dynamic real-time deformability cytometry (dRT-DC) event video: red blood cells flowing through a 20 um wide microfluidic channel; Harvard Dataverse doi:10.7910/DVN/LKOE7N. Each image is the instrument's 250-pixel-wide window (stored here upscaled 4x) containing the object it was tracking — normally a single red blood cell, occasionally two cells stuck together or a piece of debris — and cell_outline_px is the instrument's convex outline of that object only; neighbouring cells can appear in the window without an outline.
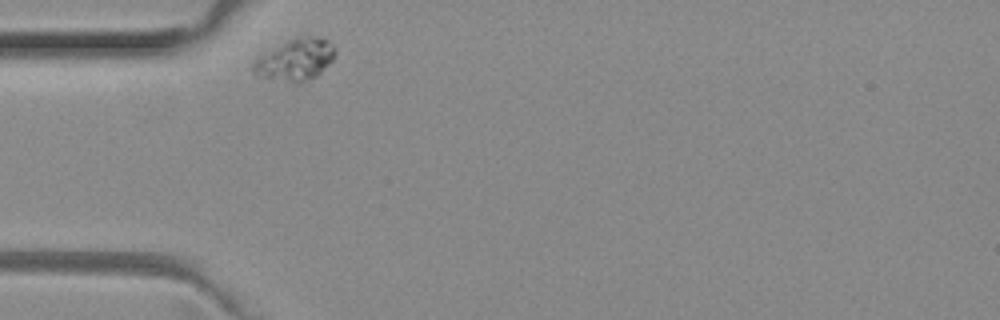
{"species": "common noctule bat (a hibernating species)", "species_latin": "Nyctalus noctula", "temperature_condition": "room temperature", "stored_images_in_passage": 30, "camera_frame_rate_fps": 3000, "um_per_image_px": 0.085, "animal": {"sex": "female", "body_mass_g": 29.2, "forearm_length_mm": 56.3}, "frame": {"image": 1, "passage_image": 1, "time_ms": 0.0, "image_size_px": [1000, 320], "cell_outline_px": [[336, 52], [332, 60], [316, 76], [292, 84], [256, 76], [248, 68], [256, 52], [300, 32], [324, 36], [328, 40]], "centroid_in_image_um": [24.95, 4.98], "position_along_channel_um": 60.1, "area_um2": 21.85}}
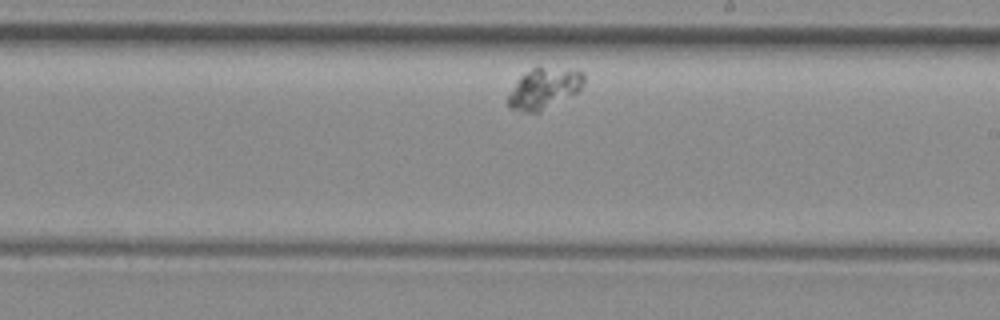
{"frame": {"image": 2, "passage_image": 18, "time_ms": 5.667, "image_size_px": [1000, 320], "cell_outline_px": [[584, 80], [580, 92], [540, 112], [520, 112], [508, 108], [508, 96], [520, 76], [536, 64], [568, 68], [584, 72]], "centroid_in_image_um": [46.27, 7.48], "position_along_channel_um": 242.7, "area_um2": 18.79}}
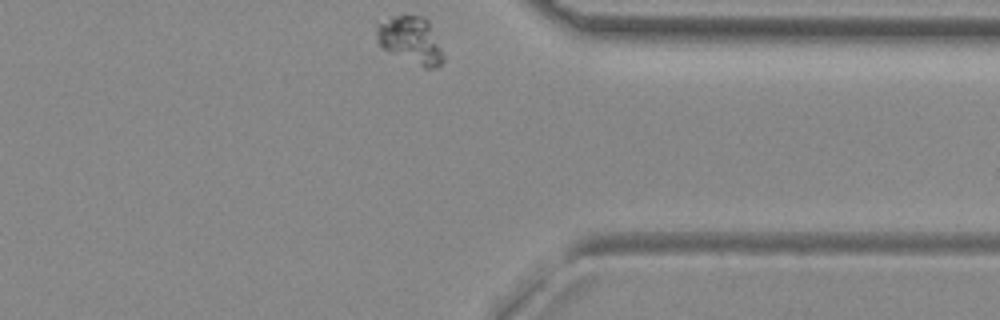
{"frame": {"image": 3, "passage_image": 30, "time_ms": 9.667, "image_size_px": [1000, 320], "cell_outline_px": [[444, 60], [436, 68], [424, 68], [388, 52], [376, 40], [376, 24], [392, 16], [404, 12], [424, 16], [428, 20], [444, 56]], "centroid_in_image_um": [34.88, 3.37], "position_along_channel_um": 376.5, "area_um2": 18.73}}